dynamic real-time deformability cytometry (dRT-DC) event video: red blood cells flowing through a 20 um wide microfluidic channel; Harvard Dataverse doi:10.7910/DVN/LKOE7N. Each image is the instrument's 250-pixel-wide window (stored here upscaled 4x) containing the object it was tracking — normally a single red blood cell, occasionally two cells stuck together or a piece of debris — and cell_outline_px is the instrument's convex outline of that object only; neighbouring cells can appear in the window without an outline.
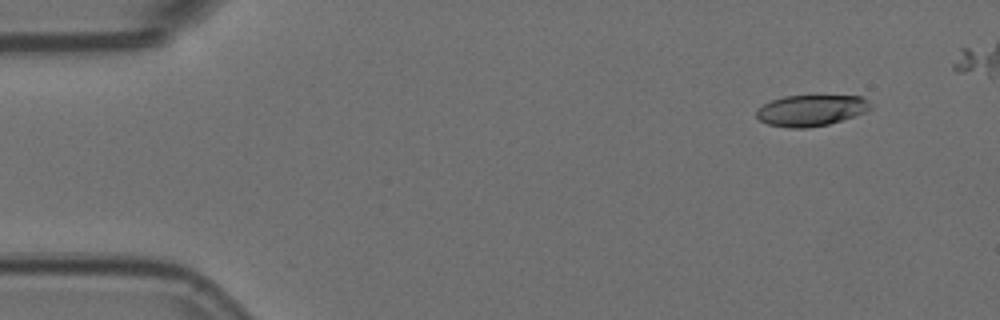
{"species": "Egyptian fruit bat (a non-hibernating species)", "species_latin": "Rousettus aegyptiacus", "temperature_condition": "room temperature", "stored_images_in_passage": 6, "camera_frame_rate_fps": 3000, "um_per_image_px": 0.085, "animal": {"sex": "female"}, "frame": {"image": 1, "passage_image": 2, "time_ms": 0.333, "image_size_px": [1000, 320], "cell_outline_px": [[872, 108], [864, 112], [828, 124], [808, 128], [788, 128], [768, 124], [760, 120], [756, 116], [756, 112], [764, 104], [772, 100], [784, 96], [860, 96], [868, 100], [872, 104]], "centroid_in_image_um": [68.94, 9.38], "position_along_channel_um": 16.1, "area_um2": 20.46}}